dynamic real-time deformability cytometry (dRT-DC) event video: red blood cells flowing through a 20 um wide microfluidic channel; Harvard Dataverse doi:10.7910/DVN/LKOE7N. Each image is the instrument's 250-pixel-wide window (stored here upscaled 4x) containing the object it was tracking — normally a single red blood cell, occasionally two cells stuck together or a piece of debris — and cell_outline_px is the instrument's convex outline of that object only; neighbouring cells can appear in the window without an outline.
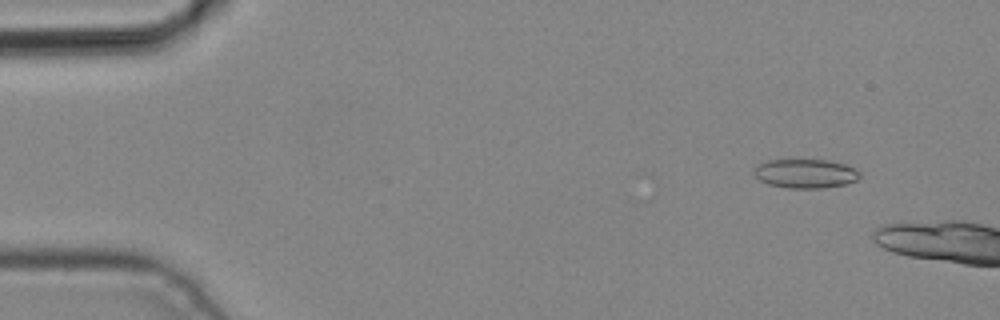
{"species": "common noctule bat (a hibernating species)", "species_latin": "Nyctalus noctula", "temperature_condition": "cold", "stored_images_in_passage": 4, "camera_frame_rate_fps": 3000, "um_per_image_px": 0.085, "animal": {"sex": "male", "body_mass_g": 19.2, "forearm_length_mm": 51.8}, "frame": {"image": 1, "passage_image": 2, "time_ms": 0.333, "image_size_px": [1000, 320], "cell_outline_px": [[860, 176], [856, 180], [844, 184], [824, 188], [788, 188], [768, 184], [760, 180], [752, 172], [756, 164], [768, 160], [828, 160], [844, 164], [860, 172]], "centroid_in_image_um": [68.42, 14.75], "position_along_channel_um": 16.6, "area_um2": 17.86}}